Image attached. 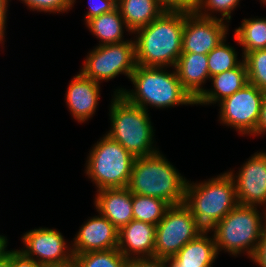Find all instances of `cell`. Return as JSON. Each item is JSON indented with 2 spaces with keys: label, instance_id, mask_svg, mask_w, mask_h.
<instances>
[{
  "label": "cell",
  "instance_id": "cell-10",
  "mask_svg": "<svg viewBox=\"0 0 266 267\" xmlns=\"http://www.w3.org/2000/svg\"><path fill=\"white\" fill-rule=\"evenodd\" d=\"M265 92L247 83L219 105V121L241 135L251 136L256 128Z\"/></svg>",
  "mask_w": 266,
  "mask_h": 267
},
{
  "label": "cell",
  "instance_id": "cell-17",
  "mask_svg": "<svg viewBox=\"0 0 266 267\" xmlns=\"http://www.w3.org/2000/svg\"><path fill=\"white\" fill-rule=\"evenodd\" d=\"M94 206L118 230L133 220L132 196L127 187L96 191Z\"/></svg>",
  "mask_w": 266,
  "mask_h": 267
},
{
  "label": "cell",
  "instance_id": "cell-36",
  "mask_svg": "<svg viewBox=\"0 0 266 267\" xmlns=\"http://www.w3.org/2000/svg\"><path fill=\"white\" fill-rule=\"evenodd\" d=\"M167 9H188L192 6V0H158Z\"/></svg>",
  "mask_w": 266,
  "mask_h": 267
},
{
  "label": "cell",
  "instance_id": "cell-34",
  "mask_svg": "<svg viewBox=\"0 0 266 267\" xmlns=\"http://www.w3.org/2000/svg\"><path fill=\"white\" fill-rule=\"evenodd\" d=\"M11 0H0V44L4 43L5 39V31H6V22L8 16V5Z\"/></svg>",
  "mask_w": 266,
  "mask_h": 267
},
{
  "label": "cell",
  "instance_id": "cell-11",
  "mask_svg": "<svg viewBox=\"0 0 266 267\" xmlns=\"http://www.w3.org/2000/svg\"><path fill=\"white\" fill-rule=\"evenodd\" d=\"M218 18L197 15L191 8L186 9L183 28L182 53L207 55L222 40L227 38L229 25Z\"/></svg>",
  "mask_w": 266,
  "mask_h": 267
},
{
  "label": "cell",
  "instance_id": "cell-18",
  "mask_svg": "<svg viewBox=\"0 0 266 267\" xmlns=\"http://www.w3.org/2000/svg\"><path fill=\"white\" fill-rule=\"evenodd\" d=\"M203 231L194 240L186 243L179 252L168 259L169 267H213L218 251L213 235Z\"/></svg>",
  "mask_w": 266,
  "mask_h": 267
},
{
  "label": "cell",
  "instance_id": "cell-14",
  "mask_svg": "<svg viewBox=\"0 0 266 267\" xmlns=\"http://www.w3.org/2000/svg\"><path fill=\"white\" fill-rule=\"evenodd\" d=\"M71 242L73 255L116 249L118 229L99 213L84 221Z\"/></svg>",
  "mask_w": 266,
  "mask_h": 267
},
{
  "label": "cell",
  "instance_id": "cell-22",
  "mask_svg": "<svg viewBox=\"0 0 266 267\" xmlns=\"http://www.w3.org/2000/svg\"><path fill=\"white\" fill-rule=\"evenodd\" d=\"M85 24L87 29L99 39L98 46L127 41L124 40L123 35L125 29L132 35L117 7L111 12L91 18Z\"/></svg>",
  "mask_w": 266,
  "mask_h": 267
},
{
  "label": "cell",
  "instance_id": "cell-9",
  "mask_svg": "<svg viewBox=\"0 0 266 267\" xmlns=\"http://www.w3.org/2000/svg\"><path fill=\"white\" fill-rule=\"evenodd\" d=\"M204 230L184 205H171L156 225L154 257L170 259Z\"/></svg>",
  "mask_w": 266,
  "mask_h": 267
},
{
  "label": "cell",
  "instance_id": "cell-35",
  "mask_svg": "<svg viewBox=\"0 0 266 267\" xmlns=\"http://www.w3.org/2000/svg\"><path fill=\"white\" fill-rule=\"evenodd\" d=\"M266 134V92L262 101L259 118L254 133L251 136H260Z\"/></svg>",
  "mask_w": 266,
  "mask_h": 267
},
{
  "label": "cell",
  "instance_id": "cell-8",
  "mask_svg": "<svg viewBox=\"0 0 266 267\" xmlns=\"http://www.w3.org/2000/svg\"><path fill=\"white\" fill-rule=\"evenodd\" d=\"M93 48L80 70L83 75L98 83L114 79L119 74H124L130 80L137 66L134 39Z\"/></svg>",
  "mask_w": 266,
  "mask_h": 267
},
{
  "label": "cell",
  "instance_id": "cell-38",
  "mask_svg": "<svg viewBox=\"0 0 266 267\" xmlns=\"http://www.w3.org/2000/svg\"><path fill=\"white\" fill-rule=\"evenodd\" d=\"M44 267H79V265H78L77 261L75 260V258L73 257L68 262L61 263V264H51V265H47Z\"/></svg>",
  "mask_w": 266,
  "mask_h": 267
},
{
  "label": "cell",
  "instance_id": "cell-27",
  "mask_svg": "<svg viewBox=\"0 0 266 267\" xmlns=\"http://www.w3.org/2000/svg\"><path fill=\"white\" fill-rule=\"evenodd\" d=\"M238 5L240 0H192L191 9L206 18H217L216 14L220 13V19L229 23L231 14Z\"/></svg>",
  "mask_w": 266,
  "mask_h": 267
},
{
  "label": "cell",
  "instance_id": "cell-25",
  "mask_svg": "<svg viewBox=\"0 0 266 267\" xmlns=\"http://www.w3.org/2000/svg\"><path fill=\"white\" fill-rule=\"evenodd\" d=\"M226 40V38L222 40L207 54L210 77L234 69L243 61V58L242 60L237 58L236 49L226 43Z\"/></svg>",
  "mask_w": 266,
  "mask_h": 267
},
{
  "label": "cell",
  "instance_id": "cell-15",
  "mask_svg": "<svg viewBox=\"0 0 266 267\" xmlns=\"http://www.w3.org/2000/svg\"><path fill=\"white\" fill-rule=\"evenodd\" d=\"M100 84L80 71L70 81L66 91V105L78 123L87 122L97 110L100 99Z\"/></svg>",
  "mask_w": 266,
  "mask_h": 267
},
{
  "label": "cell",
  "instance_id": "cell-26",
  "mask_svg": "<svg viewBox=\"0 0 266 267\" xmlns=\"http://www.w3.org/2000/svg\"><path fill=\"white\" fill-rule=\"evenodd\" d=\"M79 267H127L128 259L118 250L92 251L75 254Z\"/></svg>",
  "mask_w": 266,
  "mask_h": 267
},
{
  "label": "cell",
  "instance_id": "cell-32",
  "mask_svg": "<svg viewBox=\"0 0 266 267\" xmlns=\"http://www.w3.org/2000/svg\"><path fill=\"white\" fill-rule=\"evenodd\" d=\"M11 267H44L34 259L25 256L20 249L11 250Z\"/></svg>",
  "mask_w": 266,
  "mask_h": 267
},
{
  "label": "cell",
  "instance_id": "cell-16",
  "mask_svg": "<svg viewBox=\"0 0 266 267\" xmlns=\"http://www.w3.org/2000/svg\"><path fill=\"white\" fill-rule=\"evenodd\" d=\"M156 225L132 220L118 230V250L129 260L153 257Z\"/></svg>",
  "mask_w": 266,
  "mask_h": 267
},
{
  "label": "cell",
  "instance_id": "cell-23",
  "mask_svg": "<svg viewBox=\"0 0 266 267\" xmlns=\"http://www.w3.org/2000/svg\"><path fill=\"white\" fill-rule=\"evenodd\" d=\"M234 33V40L242 46V58L248 52L266 49V17L244 18Z\"/></svg>",
  "mask_w": 266,
  "mask_h": 267
},
{
  "label": "cell",
  "instance_id": "cell-5",
  "mask_svg": "<svg viewBox=\"0 0 266 267\" xmlns=\"http://www.w3.org/2000/svg\"><path fill=\"white\" fill-rule=\"evenodd\" d=\"M183 204L198 225L209 231L239 204L233 177L223 172L199 183L187 181Z\"/></svg>",
  "mask_w": 266,
  "mask_h": 267
},
{
  "label": "cell",
  "instance_id": "cell-37",
  "mask_svg": "<svg viewBox=\"0 0 266 267\" xmlns=\"http://www.w3.org/2000/svg\"><path fill=\"white\" fill-rule=\"evenodd\" d=\"M0 267H11V250L0 258Z\"/></svg>",
  "mask_w": 266,
  "mask_h": 267
},
{
  "label": "cell",
  "instance_id": "cell-6",
  "mask_svg": "<svg viewBox=\"0 0 266 267\" xmlns=\"http://www.w3.org/2000/svg\"><path fill=\"white\" fill-rule=\"evenodd\" d=\"M257 208L238 204L209 230L218 255L224 250L237 257L247 254L251 259L266 226V209L262 213Z\"/></svg>",
  "mask_w": 266,
  "mask_h": 267
},
{
  "label": "cell",
  "instance_id": "cell-20",
  "mask_svg": "<svg viewBox=\"0 0 266 267\" xmlns=\"http://www.w3.org/2000/svg\"><path fill=\"white\" fill-rule=\"evenodd\" d=\"M209 81L213 88L205 89L195 100V105L217 104L244 87L248 83L244 60L236 68L210 77Z\"/></svg>",
  "mask_w": 266,
  "mask_h": 267
},
{
  "label": "cell",
  "instance_id": "cell-7",
  "mask_svg": "<svg viewBox=\"0 0 266 267\" xmlns=\"http://www.w3.org/2000/svg\"><path fill=\"white\" fill-rule=\"evenodd\" d=\"M135 157L107 134L90 149L85 172L96 190L125 188L129 184Z\"/></svg>",
  "mask_w": 266,
  "mask_h": 267
},
{
  "label": "cell",
  "instance_id": "cell-12",
  "mask_svg": "<svg viewBox=\"0 0 266 267\" xmlns=\"http://www.w3.org/2000/svg\"><path fill=\"white\" fill-rule=\"evenodd\" d=\"M21 240L24 248L20 251L43 266L65 263L74 257L72 244H67L57 229L39 227L23 233Z\"/></svg>",
  "mask_w": 266,
  "mask_h": 267
},
{
  "label": "cell",
  "instance_id": "cell-30",
  "mask_svg": "<svg viewBox=\"0 0 266 267\" xmlns=\"http://www.w3.org/2000/svg\"><path fill=\"white\" fill-rule=\"evenodd\" d=\"M89 10L85 15V23L93 17L111 12L116 8L117 3L114 0H88Z\"/></svg>",
  "mask_w": 266,
  "mask_h": 267
},
{
  "label": "cell",
  "instance_id": "cell-39",
  "mask_svg": "<svg viewBox=\"0 0 266 267\" xmlns=\"http://www.w3.org/2000/svg\"><path fill=\"white\" fill-rule=\"evenodd\" d=\"M8 239L4 235H0V258L8 251Z\"/></svg>",
  "mask_w": 266,
  "mask_h": 267
},
{
  "label": "cell",
  "instance_id": "cell-33",
  "mask_svg": "<svg viewBox=\"0 0 266 267\" xmlns=\"http://www.w3.org/2000/svg\"><path fill=\"white\" fill-rule=\"evenodd\" d=\"M250 260L254 261L253 263L260 267H266V226L256 247V251Z\"/></svg>",
  "mask_w": 266,
  "mask_h": 267
},
{
  "label": "cell",
  "instance_id": "cell-2",
  "mask_svg": "<svg viewBox=\"0 0 266 267\" xmlns=\"http://www.w3.org/2000/svg\"><path fill=\"white\" fill-rule=\"evenodd\" d=\"M145 67L137 65L130 77L134 89L117 88L113 94L123 95L130 103L147 112L148 106L155 109L179 105H195V100L182 87L175 68Z\"/></svg>",
  "mask_w": 266,
  "mask_h": 267
},
{
  "label": "cell",
  "instance_id": "cell-3",
  "mask_svg": "<svg viewBox=\"0 0 266 267\" xmlns=\"http://www.w3.org/2000/svg\"><path fill=\"white\" fill-rule=\"evenodd\" d=\"M160 152L135 157L127 188L132 194L156 197L170 206L183 204L188 180Z\"/></svg>",
  "mask_w": 266,
  "mask_h": 267
},
{
  "label": "cell",
  "instance_id": "cell-24",
  "mask_svg": "<svg viewBox=\"0 0 266 267\" xmlns=\"http://www.w3.org/2000/svg\"><path fill=\"white\" fill-rule=\"evenodd\" d=\"M133 219L157 225L170 205L159 198L133 194Z\"/></svg>",
  "mask_w": 266,
  "mask_h": 267
},
{
  "label": "cell",
  "instance_id": "cell-1",
  "mask_svg": "<svg viewBox=\"0 0 266 267\" xmlns=\"http://www.w3.org/2000/svg\"><path fill=\"white\" fill-rule=\"evenodd\" d=\"M186 9H167L160 17L136 30V63L145 67L174 68L182 53Z\"/></svg>",
  "mask_w": 266,
  "mask_h": 267
},
{
  "label": "cell",
  "instance_id": "cell-40",
  "mask_svg": "<svg viewBox=\"0 0 266 267\" xmlns=\"http://www.w3.org/2000/svg\"><path fill=\"white\" fill-rule=\"evenodd\" d=\"M262 2L261 3H263V4H265L266 5V0H261Z\"/></svg>",
  "mask_w": 266,
  "mask_h": 267
},
{
  "label": "cell",
  "instance_id": "cell-29",
  "mask_svg": "<svg viewBox=\"0 0 266 267\" xmlns=\"http://www.w3.org/2000/svg\"><path fill=\"white\" fill-rule=\"evenodd\" d=\"M32 11L44 13L68 12L74 6V0H21Z\"/></svg>",
  "mask_w": 266,
  "mask_h": 267
},
{
  "label": "cell",
  "instance_id": "cell-13",
  "mask_svg": "<svg viewBox=\"0 0 266 267\" xmlns=\"http://www.w3.org/2000/svg\"><path fill=\"white\" fill-rule=\"evenodd\" d=\"M234 179L240 205L266 209V152L257 151L245 161L238 172L228 171ZM237 174V175H236Z\"/></svg>",
  "mask_w": 266,
  "mask_h": 267
},
{
  "label": "cell",
  "instance_id": "cell-31",
  "mask_svg": "<svg viewBox=\"0 0 266 267\" xmlns=\"http://www.w3.org/2000/svg\"><path fill=\"white\" fill-rule=\"evenodd\" d=\"M127 267H169V263L168 259L153 256L129 259Z\"/></svg>",
  "mask_w": 266,
  "mask_h": 267
},
{
  "label": "cell",
  "instance_id": "cell-28",
  "mask_svg": "<svg viewBox=\"0 0 266 267\" xmlns=\"http://www.w3.org/2000/svg\"><path fill=\"white\" fill-rule=\"evenodd\" d=\"M243 60L247 67L248 83L266 92V49L248 52Z\"/></svg>",
  "mask_w": 266,
  "mask_h": 267
},
{
  "label": "cell",
  "instance_id": "cell-19",
  "mask_svg": "<svg viewBox=\"0 0 266 267\" xmlns=\"http://www.w3.org/2000/svg\"><path fill=\"white\" fill-rule=\"evenodd\" d=\"M207 62V55L181 53L174 67L182 87L194 100L203 93V85L210 79Z\"/></svg>",
  "mask_w": 266,
  "mask_h": 267
},
{
  "label": "cell",
  "instance_id": "cell-21",
  "mask_svg": "<svg viewBox=\"0 0 266 267\" xmlns=\"http://www.w3.org/2000/svg\"><path fill=\"white\" fill-rule=\"evenodd\" d=\"M116 7L132 34L167 10L158 0H119Z\"/></svg>",
  "mask_w": 266,
  "mask_h": 267
},
{
  "label": "cell",
  "instance_id": "cell-4",
  "mask_svg": "<svg viewBox=\"0 0 266 267\" xmlns=\"http://www.w3.org/2000/svg\"><path fill=\"white\" fill-rule=\"evenodd\" d=\"M109 105L110 130L105 133L134 157L151 156L159 152L154 144V128L149 113L130 103L123 95H111ZM154 144V145H153Z\"/></svg>",
  "mask_w": 266,
  "mask_h": 267
}]
</instances>
